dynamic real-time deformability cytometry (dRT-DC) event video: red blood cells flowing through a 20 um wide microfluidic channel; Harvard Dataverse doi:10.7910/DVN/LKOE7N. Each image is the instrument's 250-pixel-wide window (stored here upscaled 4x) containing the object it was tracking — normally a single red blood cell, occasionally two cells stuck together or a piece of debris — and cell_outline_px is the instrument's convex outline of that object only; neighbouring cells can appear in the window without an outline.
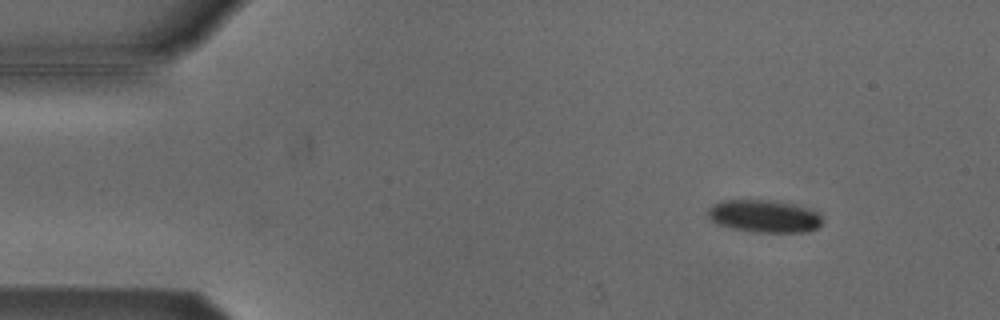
{"species": "Egyptian fruit bat (a non-hibernating species)", "species_latin": "Rousettus aegyptiacus", "temperature_condition": "cold", "stored_images_in_passage": 4, "camera_frame_rate_fps": 3000, "um_per_image_px": 0.085, "animal": {"sex": "male"}, "frame": {"image": 1, "passage_image": 1, "time_ms": 0.0, "image_size_px": [1000, 320], "cell_outline_px": [[824, 220], [816, 228], [808, 232], [756, 232], [732, 228], [720, 224], [712, 220], [708, 216], [708, 208], [712, 204], [720, 200], [780, 200], [812, 208], [820, 212]], "centroid_in_image_um": [65.03, 18.35], "position_along_channel_um": 20.0, "area_um2": 22.14}}